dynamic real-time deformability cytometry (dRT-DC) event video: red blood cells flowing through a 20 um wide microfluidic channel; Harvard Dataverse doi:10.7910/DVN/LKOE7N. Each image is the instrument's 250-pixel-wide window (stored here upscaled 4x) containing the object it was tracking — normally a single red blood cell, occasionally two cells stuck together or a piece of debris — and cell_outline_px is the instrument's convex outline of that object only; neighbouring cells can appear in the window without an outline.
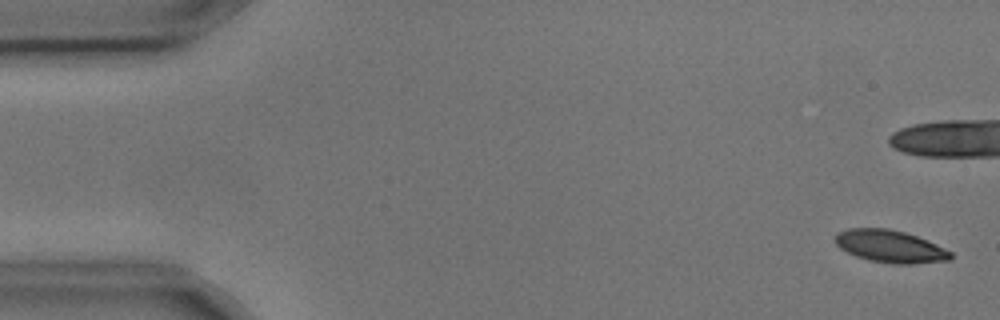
{"species": "common noctule bat (a hibernating species)", "species_latin": "Nyctalus noctula", "temperature_condition": "cold", "stored_images_in_passage": 8, "camera_frame_rate_fps": 3000, "um_per_image_px": 0.085, "animal": {"sex": "male", "body_mass_g": 17.9, "forearm_length_mm": 54.2}, "frame": {"image": 1, "passage_image": 1, "time_ms": 0.0, "image_size_px": [1000, 320], "cell_outline_px": [[952, 260], [912, 264], [892, 264], [868, 260], [856, 256], [840, 248], [836, 244], [836, 236], [840, 232], [848, 228], [888, 228], [904, 232], [916, 236], [936, 244], [952, 252]], "centroid_in_image_um": [75.69, 20.95], "position_along_channel_um": 9.3, "area_um2": 21.73}}